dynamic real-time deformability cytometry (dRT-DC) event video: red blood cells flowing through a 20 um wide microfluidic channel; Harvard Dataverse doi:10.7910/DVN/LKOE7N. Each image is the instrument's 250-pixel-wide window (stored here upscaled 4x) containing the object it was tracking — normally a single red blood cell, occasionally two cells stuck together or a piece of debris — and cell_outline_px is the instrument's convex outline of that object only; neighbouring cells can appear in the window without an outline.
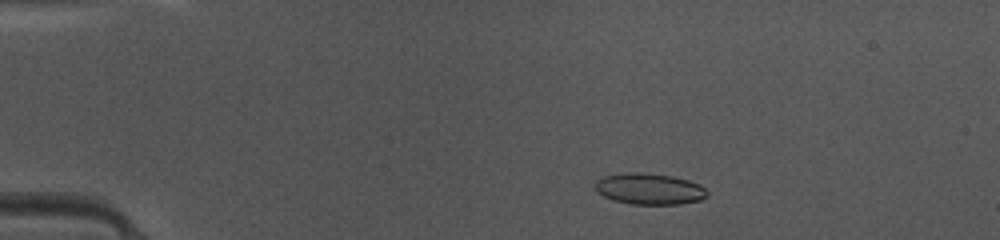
{"species": "common noctule bat (a hibernating species)", "species_latin": "Nyctalus noctula", "temperature_condition": "warm", "stored_images_in_passage": 49, "camera_frame_rate_fps": 3000, "um_per_image_px": 0.085, "animal": {"sex": "female", "body_mass_g": 10.0, "forearm_length_mm": 53.1}, "frame": {"image": 1, "passage_image": 10, "time_ms": 3.0, "image_size_px": [1000, 240], "cell_outline_px": [[708, 196], [700, 200], [680, 204], [632, 204], [612, 200], [596, 192], [596, 180], [604, 176], [628, 172], [640, 172], [672, 176], [688, 180], [700, 184], [708, 192]], "centroid_in_image_um": [55.2, 16.06], "position_along_channel_um": 29.8, "area_um2": 20.4}}
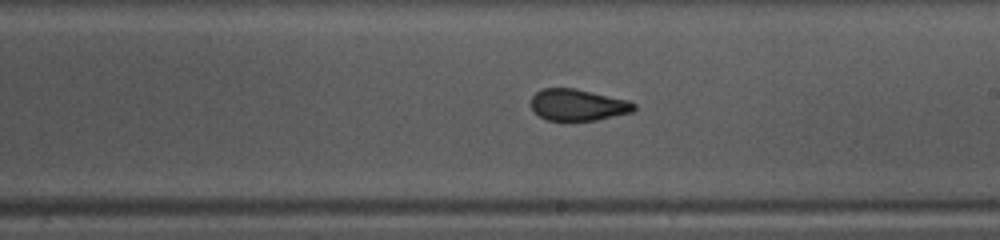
{"frame": {"image": 2, "passage_image": 29, "time_ms": 9.333, "image_size_px": [1000, 240], "cell_outline_px": [[636, 108], [632, 112], [596, 120], [548, 120], [540, 116], [532, 108], [532, 96], [536, 92], [544, 88], [576, 88], [628, 100], [636, 104]], "centroid_in_image_um": [49.14, 8.9], "position_along_channel_um": 239.9, "area_um2": 18.79}}
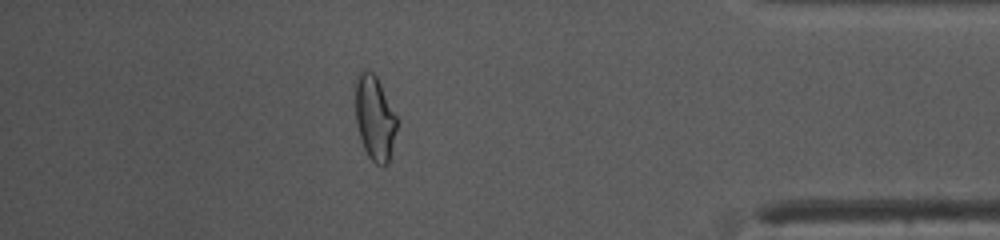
{"frame": {"image": 3, "passage_image": 43, "time_ms": 14.0, "image_size_px": [1000, 240], "cell_outline_px": [[396, 128], [388, 164], [376, 164], [368, 156], [360, 140], [356, 124], [352, 84], [356, 76], [364, 68], [372, 72], [376, 76], [396, 116]], "centroid_in_image_um": [31.76, 9.96], "position_along_channel_um": 403.4, "area_um2": 20.75}, "authors_computed_cell_mechanics": {"area_um2": 19.941, "velocity_mm_per_s": 4.1967, "shape_relaxation_time_tau1_ms": 6.0653, "shape_relaxation_time_tau2_ms": 1.0053, "deformation_change_tau1": 0.1641, "deformation_change_tau2": 0.0471}}